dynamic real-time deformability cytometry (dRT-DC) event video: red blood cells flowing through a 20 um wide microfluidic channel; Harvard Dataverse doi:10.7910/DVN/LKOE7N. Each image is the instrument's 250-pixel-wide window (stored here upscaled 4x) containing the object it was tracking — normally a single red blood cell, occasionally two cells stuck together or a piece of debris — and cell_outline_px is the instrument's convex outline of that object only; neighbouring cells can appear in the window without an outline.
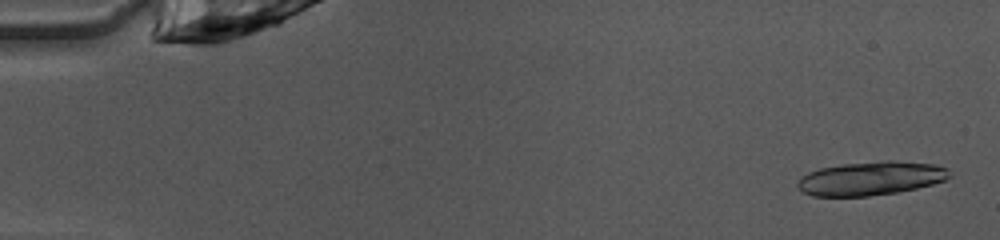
{"species": "common noctule bat (a hibernating species)", "species_latin": "Nyctalus noctula", "temperature_condition": "warm", "stored_images_in_passage": 21, "camera_frame_rate_fps": 3000, "um_per_image_px": 0.085, "animal": {"sex": "female", "body_mass_g": 10.0, "forearm_length_mm": 53.1}, "frame": {"image": 1, "passage_image": 2, "time_ms": 0.333, "image_size_px": [1000, 240], "cell_outline_px": [[952, 176], [944, 180], [932, 184], [916, 188], [896, 192], [868, 196], [812, 196], [804, 192], [796, 184], [800, 176], [808, 172], [820, 168], [844, 164], [888, 160], [892, 160], [936, 164], [948, 168]], "centroid_in_image_um": [74.04, 15.15], "position_along_channel_um": 11.0, "area_um2": 29.88}}
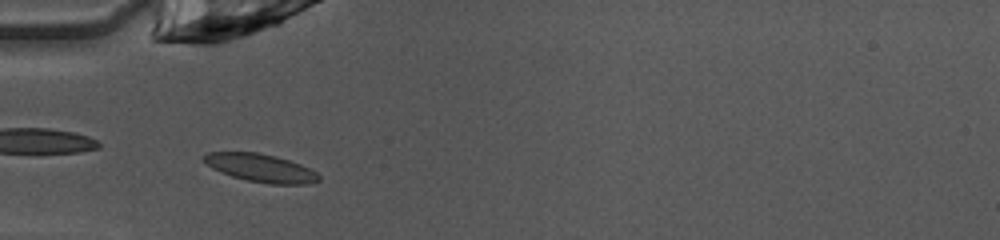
{"frame": {"image": 2, "passage_image": 16, "time_ms": 5.0, "image_size_px": [1000, 240], "cell_outline_px": [[320, 180], [308, 184], [268, 184], [248, 180], [232, 176], [220, 172], [212, 168], [204, 160], [204, 156], [208, 152], [260, 152], [276, 156], [300, 164], [316, 172], [320, 176]], "centroid_in_image_um": [22.18, 14.27], "position_along_channel_um": 62.8, "area_um2": 18.67}}
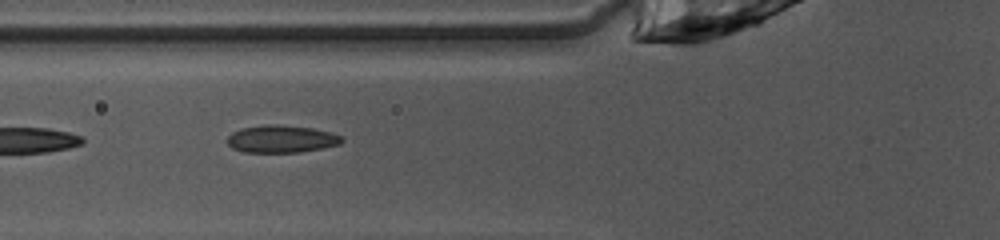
{"frame": {"image": 3, "passage_image": 19, "time_ms": 6.0, "image_size_px": [1000, 240], "cell_outline_px": [[344, 140], [340, 144], [300, 152], [244, 152], [232, 148], [228, 144], [228, 136], [232, 132], [240, 128], [268, 124], [276, 124], [312, 128], [328, 132], [340, 136]], "centroid_in_image_um": [23.88, 11.81], "position_along_channel_um": 101.9, "area_um2": 18.15}}